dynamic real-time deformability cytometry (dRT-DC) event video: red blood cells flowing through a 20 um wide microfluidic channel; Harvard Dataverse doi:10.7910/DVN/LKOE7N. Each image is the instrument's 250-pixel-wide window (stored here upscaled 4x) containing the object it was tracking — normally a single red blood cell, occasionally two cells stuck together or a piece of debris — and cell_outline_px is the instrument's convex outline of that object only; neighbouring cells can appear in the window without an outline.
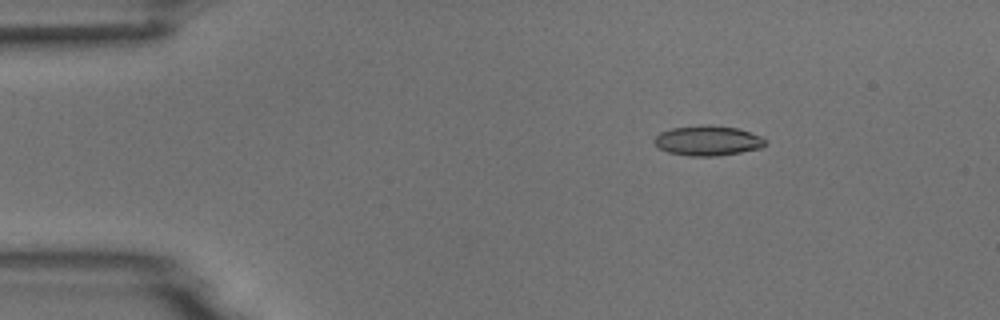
{"species": "common noctule bat (a hibernating species)", "species_latin": "Nyctalus noctula", "temperature_condition": "room temperature", "stored_images_in_passage": 2, "camera_frame_rate_fps": 3000, "um_per_image_px": 0.085, "animal": {"sex": "male", "body_mass_g": 18.8}, "frame": {"image": 1, "passage_image": 1, "time_ms": 0.0, "image_size_px": [1000, 320], "cell_outline_px": [[768, 144], [760, 148], [740, 152], [716, 156], [688, 156], [668, 152], [660, 148], [652, 140], [660, 132], [672, 128], [704, 124], [712, 124], [740, 128], [760, 136], [768, 140]], "centroid_in_image_um": [60.19, 11.94], "position_along_channel_um": 24.8, "area_um2": 19.65}}